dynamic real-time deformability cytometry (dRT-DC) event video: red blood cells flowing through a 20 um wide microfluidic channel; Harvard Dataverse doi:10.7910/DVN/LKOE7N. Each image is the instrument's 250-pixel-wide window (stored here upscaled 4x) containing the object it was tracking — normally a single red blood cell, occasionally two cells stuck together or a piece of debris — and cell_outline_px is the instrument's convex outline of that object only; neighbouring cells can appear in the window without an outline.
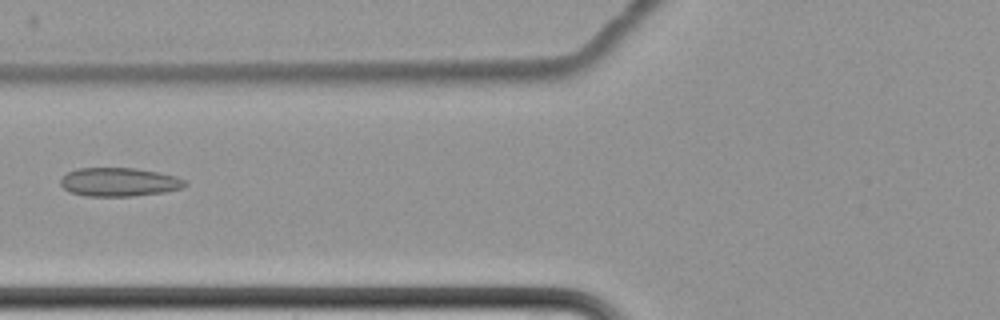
{"species": "common noctule bat (a hibernating species)", "species_latin": "Nyctalus noctula", "temperature_condition": "cold", "stored_images_in_passage": 16, "camera_frame_rate_fps": 3000, "um_per_image_px": 0.085, "animal": {"sex": "female", "body_mass_g": 22.7, "forearm_length_mm": 54.2}, "frame": {"image": 1, "passage_image": 7, "time_ms": 8.333, "image_size_px": [1000, 320], "cell_outline_px": [[188, 184], [184, 188], [164, 192], [132, 196], [84, 196], [68, 192], [60, 184], [60, 180], [68, 172], [76, 168], [136, 168], [176, 176], [184, 180]], "centroid_in_image_um": [10.12, 15.48], "position_along_channel_um": 115.7, "area_um2": 20.87}}
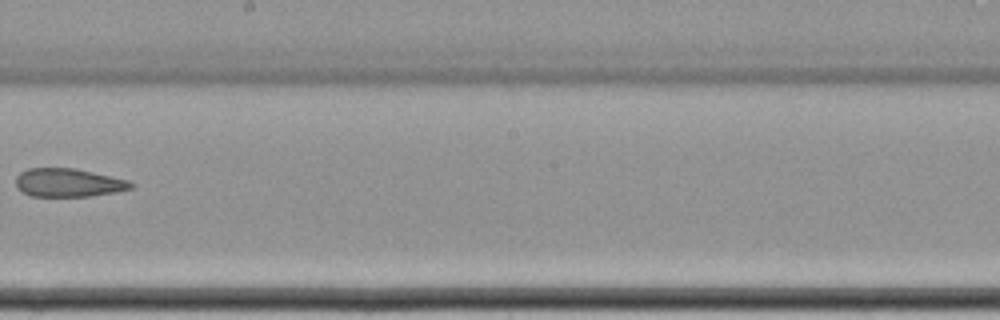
{"frame": {"image": 2, "passage_image": 10, "time_ms": 12.0, "image_size_px": [1000, 320], "cell_outline_px": [[136, 184], [132, 188], [116, 192], [88, 196], [32, 196], [16, 188], [16, 176], [20, 172], [28, 168], [76, 168], [128, 180]], "centroid_in_image_um": [5.81, 15.52], "position_along_channel_um": 242.4, "area_um2": 19.07}}
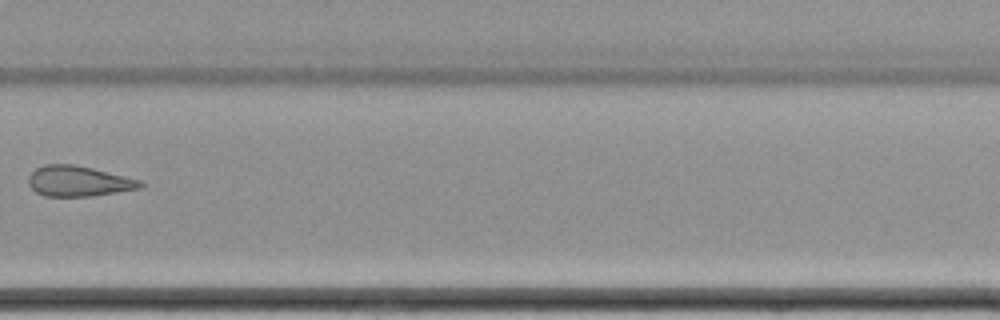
{"frame": {"image": 3, "passage_image": 12, "time_ms": 14.333, "image_size_px": [1000, 320], "cell_outline_px": [[144, 188], [92, 196], [44, 196], [36, 192], [28, 184], [28, 176], [36, 168], [44, 164], [72, 164], [92, 168], [144, 180]], "centroid_in_image_um": [6.72, 15.4], "position_along_channel_um": 323.1, "area_um2": 20.11}}